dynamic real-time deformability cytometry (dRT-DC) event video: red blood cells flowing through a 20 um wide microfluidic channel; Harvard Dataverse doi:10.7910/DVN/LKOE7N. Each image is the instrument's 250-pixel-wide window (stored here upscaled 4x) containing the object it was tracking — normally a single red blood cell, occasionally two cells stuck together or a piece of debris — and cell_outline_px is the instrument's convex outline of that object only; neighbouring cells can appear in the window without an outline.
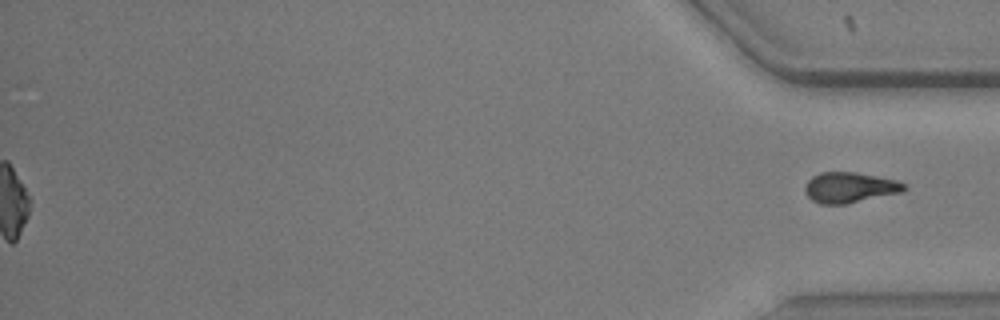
{"species": "common noctule bat (a hibernating species)", "species_latin": "Nyctalus noctula", "temperature_condition": "warm", "stored_images_in_passage": 53, "segment_of_instrument_passage": [2, 2], "camera_frame_rate_fps": 3000, "um_per_image_px": 0.085, "animal": {"sex": "male", "body_mass_g": 20.5, "forearm_length_mm": 52.5}, "frame": {"image": 1, "passage_image": 53, "time_ms": 17.333, "image_size_px": [1000, 320], "cell_outline_px": [[908, 188], [904, 192], [848, 204], [820, 204], [812, 200], [804, 192], [804, 188], [808, 180], [812, 176], [820, 172], [856, 172], [896, 180], [904, 184]], "centroid_in_image_um": [72.23, 15.95], "position_along_channel_um": 363.0, "area_um2": 17.86}}